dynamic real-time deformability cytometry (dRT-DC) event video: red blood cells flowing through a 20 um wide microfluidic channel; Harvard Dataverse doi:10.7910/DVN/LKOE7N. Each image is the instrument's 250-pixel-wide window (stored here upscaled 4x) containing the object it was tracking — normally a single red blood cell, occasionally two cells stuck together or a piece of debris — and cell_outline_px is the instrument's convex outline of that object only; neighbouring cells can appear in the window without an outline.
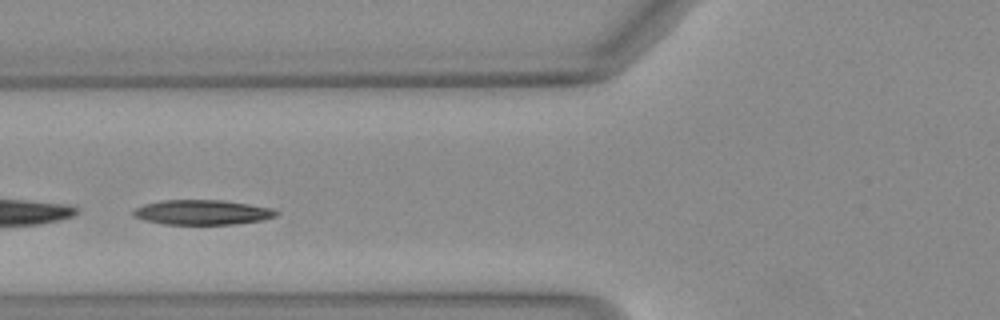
{"species": "Egyptian fruit bat (a non-hibernating species)", "species_latin": "Rousettus aegyptiacus", "temperature_condition": "warm", "stored_images_in_passage": 36, "camera_frame_rate_fps": 3000, "um_per_image_px": 0.085, "animal": {"sex": "female"}, "frame": {"image": 1, "passage_image": 6, "time_ms": 1.667, "image_size_px": [1000, 320], "cell_outline_px": [[280, 212], [276, 216], [264, 220], [232, 224], [164, 224], [144, 220], [132, 216], [132, 212], [136, 208], [144, 204], [160, 200], [224, 200], [272, 208]], "centroid_in_image_um": [17.19, 18.04], "position_along_channel_um": 108.6, "area_um2": 20.75}}